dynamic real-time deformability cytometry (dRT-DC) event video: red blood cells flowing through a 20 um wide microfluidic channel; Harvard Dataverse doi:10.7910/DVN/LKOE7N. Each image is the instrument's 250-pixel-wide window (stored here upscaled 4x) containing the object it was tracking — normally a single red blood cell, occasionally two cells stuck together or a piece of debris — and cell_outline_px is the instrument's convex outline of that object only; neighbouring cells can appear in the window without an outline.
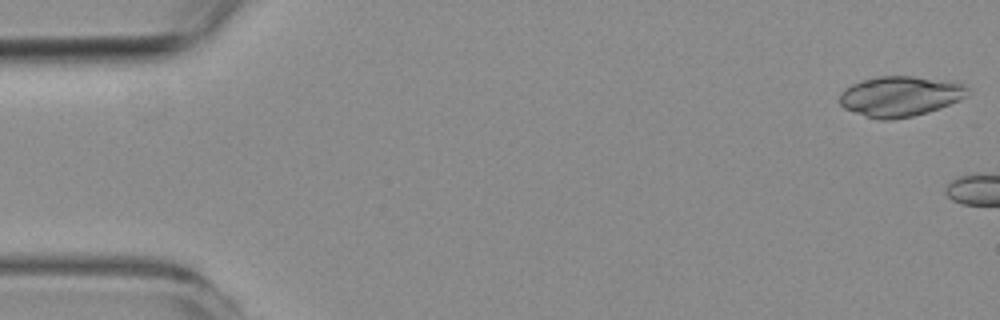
{"species": "common noctule bat (a hibernating species)", "species_latin": "Nyctalus noctula", "temperature_condition": "room temperature", "stored_images_in_passage": 5, "camera_frame_rate_fps": 3000, "um_per_image_px": 0.085, "animal": {"sex": "female", "body_mass_g": 19.3, "forearm_length_mm": 54.1}, "frame": {"image": 1, "passage_image": 1, "time_ms": 0.0, "image_size_px": [1000, 320], "cell_outline_px": [[968, 96], [960, 100], [940, 108], [928, 112], [912, 116], [892, 120], [880, 120], [864, 116], [844, 108], [840, 104], [840, 92], [852, 84], [860, 80], [880, 76], [912, 76], [960, 80], [968, 88]], "centroid_in_image_um": [76.57, 8.16], "position_along_channel_um": 8.4, "area_um2": 30.63}}